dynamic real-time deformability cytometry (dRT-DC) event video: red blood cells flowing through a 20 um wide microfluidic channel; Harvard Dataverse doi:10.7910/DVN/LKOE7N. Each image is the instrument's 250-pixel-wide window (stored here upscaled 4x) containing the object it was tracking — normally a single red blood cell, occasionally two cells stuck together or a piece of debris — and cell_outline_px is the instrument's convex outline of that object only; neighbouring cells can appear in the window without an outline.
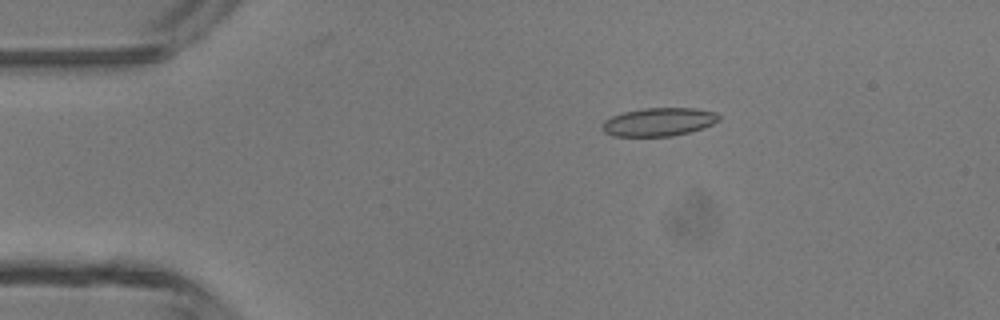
{"species": "common noctule bat (a hibernating species)", "species_latin": "Nyctalus noctula", "temperature_condition": "room temperature", "stored_images_in_passage": 47, "camera_frame_rate_fps": 3000, "um_per_image_px": 0.085, "animal": {"sex": "male", "body_mass_g": 13.3}, "frame": {"image": 1, "passage_image": 9, "time_ms": 2.667, "image_size_px": [1000, 320], "cell_outline_px": [[720, 120], [704, 128], [672, 136], [612, 136], [604, 132], [604, 120], [612, 116], [624, 112], [644, 108], [696, 108], [716, 112], [720, 116]], "centroid_in_image_um": [56.04, 10.36], "position_along_channel_um": 29.0, "area_um2": 19.19}}
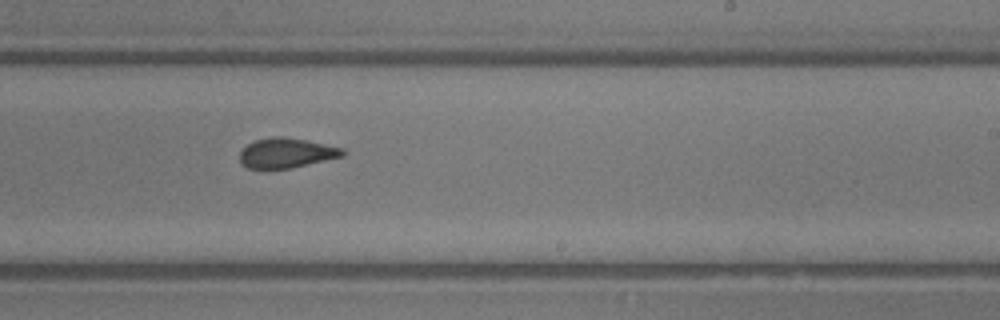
{"frame": {"image": 2, "passage_image": 29, "time_ms": 9.333, "image_size_px": [1000, 320], "cell_outline_px": [[344, 156], [288, 168], [248, 168], [240, 164], [240, 152], [248, 144], [256, 140], [272, 136], [284, 136], [344, 148]], "centroid_in_image_um": [24.32, 12.99], "position_along_channel_um": 264.7, "area_um2": 17.63}}
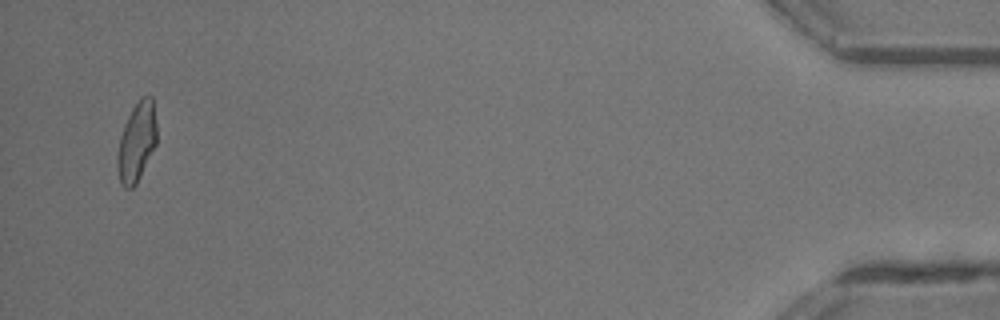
{"frame": {"image": 3, "passage_image": 46, "time_ms": 15.0, "image_size_px": [1000, 320], "cell_outline_px": [[156, 144], [136, 184], [132, 188], [124, 188], [120, 184], [116, 160], [116, 156], [120, 136], [124, 124], [132, 108], [144, 96], [152, 96], [156, 124]], "centroid_in_image_um": [11.6, 12.1], "position_along_channel_um": 423.6, "area_um2": 18.03}, "authors_computed_cell_mechanics": {"area_um2": 18.4382, "velocity_mm_per_s": 4.3715, "shape_relaxation_time_tau1_ms": 10.7705, "shape_relaxation_time_tau2_ms": 1.6693, "deformation_change_tau1": 0.2743, "deformation_change_tau2": 0.0871}}